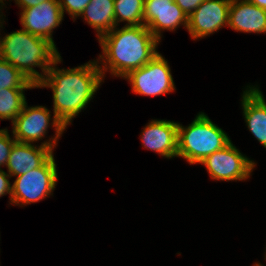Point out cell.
Segmentation results:
<instances>
[{"label": "cell", "instance_id": "7", "mask_svg": "<svg viewBox=\"0 0 266 266\" xmlns=\"http://www.w3.org/2000/svg\"><path fill=\"white\" fill-rule=\"evenodd\" d=\"M201 164L205 165L212 179L222 181L248 179L256 165L255 162L242 155L232 142L207 156Z\"/></svg>", "mask_w": 266, "mask_h": 266}, {"label": "cell", "instance_id": "24", "mask_svg": "<svg viewBox=\"0 0 266 266\" xmlns=\"http://www.w3.org/2000/svg\"><path fill=\"white\" fill-rule=\"evenodd\" d=\"M16 4H18L21 9L29 8V7H35L36 5L47 1V0H14Z\"/></svg>", "mask_w": 266, "mask_h": 266}, {"label": "cell", "instance_id": "9", "mask_svg": "<svg viewBox=\"0 0 266 266\" xmlns=\"http://www.w3.org/2000/svg\"><path fill=\"white\" fill-rule=\"evenodd\" d=\"M231 0H205L188 17L187 30L195 39L206 37L228 26Z\"/></svg>", "mask_w": 266, "mask_h": 266}, {"label": "cell", "instance_id": "20", "mask_svg": "<svg viewBox=\"0 0 266 266\" xmlns=\"http://www.w3.org/2000/svg\"><path fill=\"white\" fill-rule=\"evenodd\" d=\"M61 6V10L64 16V12H68L71 15V18L76 19L80 16L86 6L90 3L91 0H58Z\"/></svg>", "mask_w": 266, "mask_h": 266}, {"label": "cell", "instance_id": "6", "mask_svg": "<svg viewBox=\"0 0 266 266\" xmlns=\"http://www.w3.org/2000/svg\"><path fill=\"white\" fill-rule=\"evenodd\" d=\"M132 91L145 96L165 95L175 90L168 61L161 54L155 55L147 64L130 71L125 77Z\"/></svg>", "mask_w": 266, "mask_h": 266}, {"label": "cell", "instance_id": "10", "mask_svg": "<svg viewBox=\"0 0 266 266\" xmlns=\"http://www.w3.org/2000/svg\"><path fill=\"white\" fill-rule=\"evenodd\" d=\"M20 14V22L25 31L54 43L53 30L63 20L58 0H47L35 7L22 9Z\"/></svg>", "mask_w": 266, "mask_h": 266}, {"label": "cell", "instance_id": "11", "mask_svg": "<svg viewBox=\"0 0 266 266\" xmlns=\"http://www.w3.org/2000/svg\"><path fill=\"white\" fill-rule=\"evenodd\" d=\"M60 136L55 134L54 138L44 141L39 147L32 143L16 141L11 148L6 165L8 174L11 177L20 176L40 167L53 154V148Z\"/></svg>", "mask_w": 266, "mask_h": 266}, {"label": "cell", "instance_id": "8", "mask_svg": "<svg viewBox=\"0 0 266 266\" xmlns=\"http://www.w3.org/2000/svg\"><path fill=\"white\" fill-rule=\"evenodd\" d=\"M143 25L160 42L161 31L188 26V17L174 0H144Z\"/></svg>", "mask_w": 266, "mask_h": 266}, {"label": "cell", "instance_id": "25", "mask_svg": "<svg viewBox=\"0 0 266 266\" xmlns=\"http://www.w3.org/2000/svg\"><path fill=\"white\" fill-rule=\"evenodd\" d=\"M266 10V0H246Z\"/></svg>", "mask_w": 266, "mask_h": 266}, {"label": "cell", "instance_id": "5", "mask_svg": "<svg viewBox=\"0 0 266 266\" xmlns=\"http://www.w3.org/2000/svg\"><path fill=\"white\" fill-rule=\"evenodd\" d=\"M11 188V203L26 205L39 202L52 194L57 183V170L52 154L40 167L16 176Z\"/></svg>", "mask_w": 266, "mask_h": 266}, {"label": "cell", "instance_id": "15", "mask_svg": "<svg viewBox=\"0 0 266 266\" xmlns=\"http://www.w3.org/2000/svg\"><path fill=\"white\" fill-rule=\"evenodd\" d=\"M247 87L241 100L245 122L249 131L266 148V102L258 86Z\"/></svg>", "mask_w": 266, "mask_h": 266}, {"label": "cell", "instance_id": "22", "mask_svg": "<svg viewBox=\"0 0 266 266\" xmlns=\"http://www.w3.org/2000/svg\"><path fill=\"white\" fill-rule=\"evenodd\" d=\"M204 1L205 0H174V2L183 10L187 17H189Z\"/></svg>", "mask_w": 266, "mask_h": 266}, {"label": "cell", "instance_id": "13", "mask_svg": "<svg viewBox=\"0 0 266 266\" xmlns=\"http://www.w3.org/2000/svg\"><path fill=\"white\" fill-rule=\"evenodd\" d=\"M141 140L144 148L165 158L177 157L178 123L167 120H152L143 128Z\"/></svg>", "mask_w": 266, "mask_h": 266}, {"label": "cell", "instance_id": "26", "mask_svg": "<svg viewBox=\"0 0 266 266\" xmlns=\"http://www.w3.org/2000/svg\"><path fill=\"white\" fill-rule=\"evenodd\" d=\"M254 266H263V265L260 263H255Z\"/></svg>", "mask_w": 266, "mask_h": 266}, {"label": "cell", "instance_id": "18", "mask_svg": "<svg viewBox=\"0 0 266 266\" xmlns=\"http://www.w3.org/2000/svg\"><path fill=\"white\" fill-rule=\"evenodd\" d=\"M115 25H143L144 0H114Z\"/></svg>", "mask_w": 266, "mask_h": 266}, {"label": "cell", "instance_id": "1", "mask_svg": "<svg viewBox=\"0 0 266 266\" xmlns=\"http://www.w3.org/2000/svg\"><path fill=\"white\" fill-rule=\"evenodd\" d=\"M102 80L98 60L72 69H57L53 65L49 67L36 87H47L53 91L52 126L56 135H61L72 118L86 107Z\"/></svg>", "mask_w": 266, "mask_h": 266}, {"label": "cell", "instance_id": "3", "mask_svg": "<svg viewBox=\"0 0 266 266\" xmlns=\"http://www.w3.org/2000/svg\"><path fill=\"white\" fill-rule=\"evenodd\" d=\"M0 57L35 85L46 75L51 65L56 66L61 62L55 43L23 28L0 38ZM33 67H40L43 74Z\"/></svg>", "mask_w": 266, "mask_h": 266}, {"label": "cell", "instance_id": "16", "mask_svg": "<svg viewBox=\"0 0 266 266\" xmlns=\"http://www.w3.org/2000/svg\"><path fill=\"white\" fill-rule=\"evenodd\" d=\"M82 16L96 30L99 39L116 27L114 0H91Z\"/></svg>", "mask_w": 266, "mask_h": 266}, {"label": "cell", "instance_id": "17", "mask_svg": "<svg viewBox=\"0 0 266 266\" xmlns=\"http://www.w3.org/2000/svg\"><path fill=\"white\" fill-rule=\"evenodd\" d=\"M32 88H5L0 90V119H8L12 122L20 114L26 98L24 91Z\"/></svg>", "mask_w": 266, "mask_h": 266}, {"label": "cell", "instance_id": "21", "mask_svg": "<svg viewBox=\"0 0 266 266\" xmlns=\"http://www.w3.org/2000/svg\"><path fill=\"white\" fill-rule=\"evenodd\" d=\"M15 142L14 138L11 139L7 128L0 129V169L1 166L7 165L11 148Z\"/></svg>", "mask_w": 266, "mask_h": 266}, {"label": "cell", "instance_id": "28", "mask_svg": "<svg viewBox=\"0 0 266 266\" xmlns=\"http://www.w3.org/2000/svg\"><path fill=\"white\" fill-rule=\"evenodd\" d=\"M0 17H1V16H0ZM1 21H2V20L0 19V24H1V25H0V28H2V26H3V24H2L3 22H1Z\"/></svg>", "mask_w": 266, "mask_h": 266}, {"label": "cell", "instance_id": "4", "mask_svg": "<svg viewBox=\"0 0 266 266\" xmlns=\"http://www.w3.org/2000/svg\"><path fill=\"white\" fill-rule=\"evenodd\" d=\"M230 142L225 131L203 112L187 127L178 123L177 157L185 158L189 164L201 163L207 156L223 149Z\"/></svg>", "mask_w": 266, "mask_h": 266}, {"label": "cell", "instance_id": "19", "mask_svg": "<svg viewBox=\"0 0 266 266\" xmlns=\"http://www.w3.org/2000/svg\"><path fill=\"white\" fill-rule=\"evenodd\" d=\"M5 88H36V85L0 57V90Z\"/></svg>", "mask_w": 266, "mask_h": 266}, {"label": "cell", "instance_id": "2", "mask_svg": "<svg viewBox=\"0 0 266 266\" xmlns=\"http://www.w3.org/2000/svg\"><path fill=\"white\" fill-rule=\"evenodd\" d=\"M98 40L103 53L99 56L103 61V66H99L103 78L108 69L114 76L123 78L158 54L159 41L145 25H125L121 29L116 26Z\"/></svg>", "mask_w": 266, "mask_h": 266}, {"label": "cell", "instance_id": "12", "mask_svg": "<svg viewBox=\"0 0 266 266\" xmlns=\"http://www.w3.org/2000/svg\"><path fill=\"white\" fill-rule=\"evenodd\" d=\"M50 113L45 106L28 107L26 102L20 114L12 122L14 139L21 143L41 140L50 126Z\"/></svg>", "mask_w": 266, "mask_h": 266}, {"label": "cell", "instance_id": "23", "mask_svg": "<svg viewBox=\"0 0 266 266\" xmlns=\"http://www.w3.org/2000/svg\"><path fill=\"white\" fill-rule=\"evenodd\" d=\"M11 176L0 169V197L6 194L10 195V203H11V183L9 182V179Z\"/></svg>", "mask_w": 266, "mask_h": 266}, {"label": "cell", "instance_id": "27", "mask_svg": "<svg viewBox=\"0 0 266 266\" xmlns=\"http://www.w3.org/2000/svg\"><path fill=\"white\" fill-rule=\"evenodd\" d=\"M0 4H1V7H2V5H5V4L3 3V0H0Z\"/></svg>", "mask_w": 266, "mask_h": 266}, {"label": "cell", "instance_id": "14", "mask_svg": "<svg viewBox=\"0 0 266 266\" xmlns=\"http://www.w3.org/2000/svg\"><path fill=\"white\" fill-rule=\"evenodd\" d=\"M228 27L245 33H266V10L246 0H231Z\"/></svg>", "mask_w": 266, "mask_h": 266}]
</instances>
